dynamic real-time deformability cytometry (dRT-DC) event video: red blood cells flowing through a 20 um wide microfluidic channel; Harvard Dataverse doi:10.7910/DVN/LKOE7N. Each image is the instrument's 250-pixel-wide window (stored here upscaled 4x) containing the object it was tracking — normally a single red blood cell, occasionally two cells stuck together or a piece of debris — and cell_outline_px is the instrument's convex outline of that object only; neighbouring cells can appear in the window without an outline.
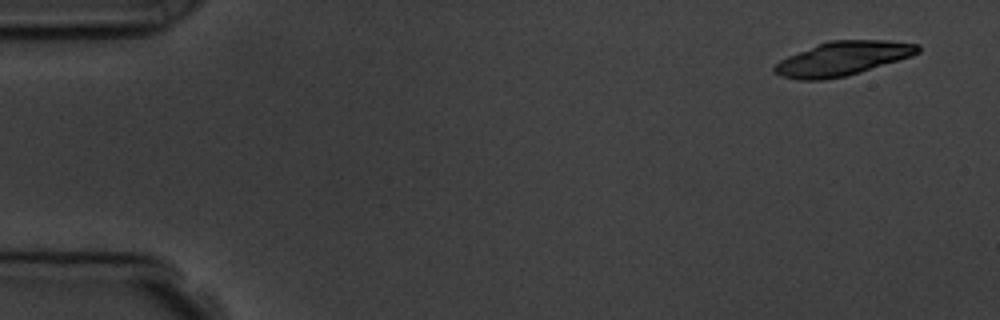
{"species": "common noctule bat (a hibernating species)", "species_latin": "Nyctalus noctula", "temperature_condition": "room temperature", "stored_images_in_passage": 4, "camera_frame_rate_fps": 3000, "um_per_image_px": 0.085, "animal": {"sex": "male", "body_mass_g": 19.5, "forearm_length_mm": 54.6}, "frame": {"image": 1, "passage_image": 1, "time_ms": 0.0, "image_size_px": [1000, 320], "cell_outline_px": [[920, 52], [912, 56], [860, 72], [844, 76], [824, 80], [796, 80], [780, 76], [772, 72], [772, 68], [780, 60], [788, 56], [816, 44], [828, 40], [888, 40], [920, 44]], "centroid_in_image_um": [71.6, 4.97], "position_along_channel_um": 13.4, "area_um2": 28.61}}